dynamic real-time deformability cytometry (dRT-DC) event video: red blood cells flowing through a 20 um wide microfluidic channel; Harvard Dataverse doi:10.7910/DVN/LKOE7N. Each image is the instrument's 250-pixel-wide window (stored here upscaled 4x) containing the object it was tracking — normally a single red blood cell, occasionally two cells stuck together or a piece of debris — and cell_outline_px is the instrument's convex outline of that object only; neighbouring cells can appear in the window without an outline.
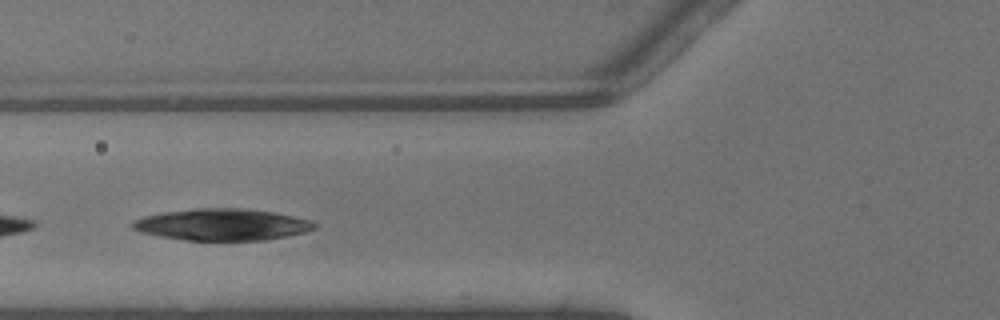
{"species": "common noctule bat (a hibernating species)", "species_latin": "Nyctalus noctula", "temperature_condition": "warm", "stored_images_in_passage": 27, "camera_frame_rate_fps": 3000, "um_per_image_px": 0.085, "animal": {"sex": "male", "body_mass_g": 13.3}, "frame": {"image": 1, "passage_image": 7, "time_ms": 2.0, "image_size_px": [1000, 320], "cell_outline_px": [[316, 228], [304, 232], [264, 240], [184, 240], [160, 236], [140, 232], [132, 228], [132, 220], [144, 216], [160, 212], [196, 208], [244, 208], [272, 212], [312, 220], [316, 224]], "centroid_in_image_um": [18.83, 19.08], "position_along_channel_um": 107.0, "area_um2": 33.52}}
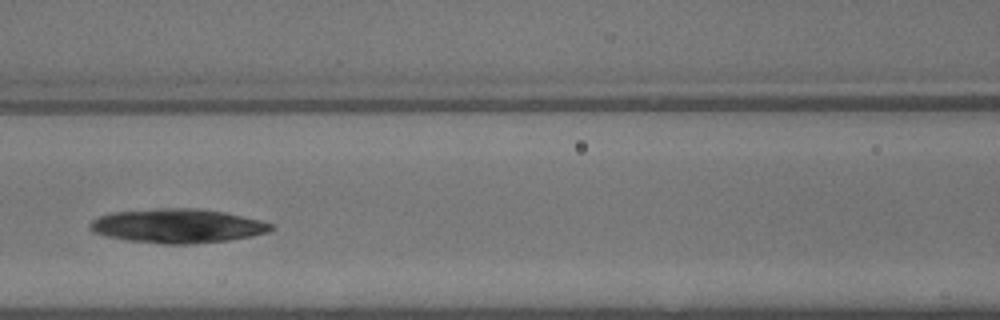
{"frame": {"image": 2, "passage_image": 10, "time_ms": 3.0, "image_size_px": [1000, 320], "cell_outline_px": [[276, 228], [268, 232], [252, 236], [228, 240], [192, 244], [164, 244], [124, 240], [104, 236], [92, 232], [88, 228], [88, 224], [92, 220], [100, 216], [112, 212], [156, 208], [196, 208], [224, 212], [260, 220], [272, 224]], "centroid_in_image_um": [15.05, 19.2], "position_along_channel_um": 151.5, "area_um2": 36.3}}
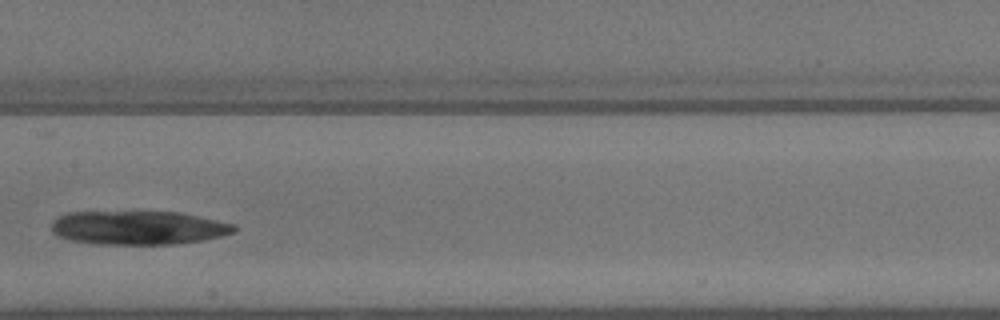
{"frame": {"image": 3, "passage_image": 13, "time_ms": 4.0, "image_size_px": [1000, 320], "cell_outline_px": [[236, 232], [204, 240], [176, 244], [96, 244], [68, 240], [52, 232], [52, 220], [68, 212], [180, 212], [236, 224]], "centroid_in_image_um": [11.77, 19.36], "position_along_channel_um": 195.6, "area_um2": 36.07}}